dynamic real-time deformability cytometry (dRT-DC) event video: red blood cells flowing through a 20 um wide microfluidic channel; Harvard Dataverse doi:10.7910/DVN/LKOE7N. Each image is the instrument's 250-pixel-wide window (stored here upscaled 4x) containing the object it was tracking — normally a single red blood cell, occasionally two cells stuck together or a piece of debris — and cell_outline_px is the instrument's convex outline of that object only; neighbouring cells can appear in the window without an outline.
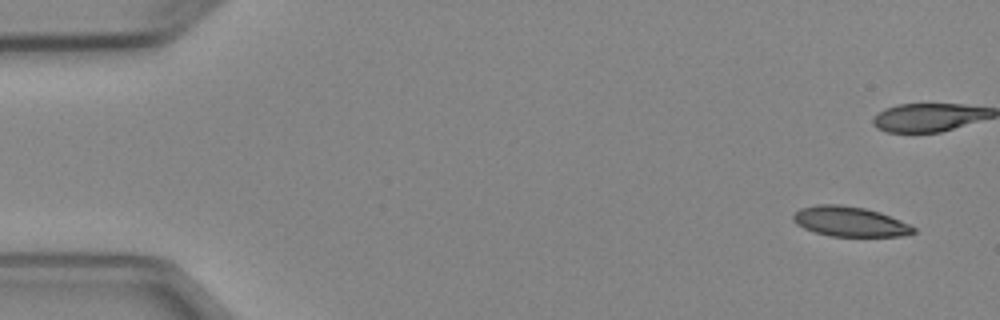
{"species": "Egyptian fruit bat (a non-hibernating species)", "species_latin": "Rousettus aegyptiacus", "temperature_condition": "cold", "stored_images_in_passage": 6, "camera_frame_rate_fps": 3000, "um_per_image_px": 0.085, "animal": {"sex": "female"}, "frame": {"image": 1, "passage_image": 1, "time_ms": 0.0, "image_size_px": [1000, 320], "cell_outline_px": [[916, 232], [904, 236], [832, 236], [816, 232], [804, 228], [796, 224], [792, 220], [792, 216], [800, 208], [816, 204], [840, 204], [864, 208], [880, 212], [900, 220], [916, 228]], "centroid_in_image_um": [72.23, 18.82], "position_along_channel_um": 12.8, "area_um2": 20.98}}
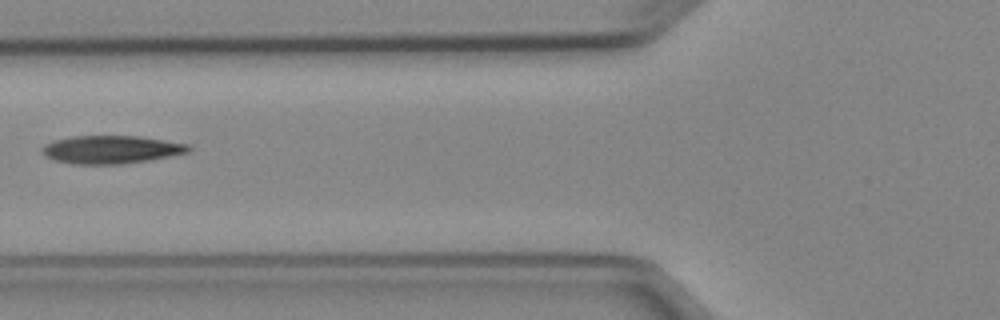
{"frame": {"image": 2, "passage_image": 6, "time_ms": 6.667, "image_size_px": [1000, 320], "cell_outline_px": [[192, 148], [188, 152], [148, 160], [120, 164], [72, 164], [52, 160], [44, 156], [40, 152], [40, 148], [44, 144], [52, 140], [72, 136], [136, 136], [164, 140], [188, 144]], "centroid_in_image_um": [9.35, 12.71], "position_along_channel_um": 116.5, "area_um2": 24.04}}